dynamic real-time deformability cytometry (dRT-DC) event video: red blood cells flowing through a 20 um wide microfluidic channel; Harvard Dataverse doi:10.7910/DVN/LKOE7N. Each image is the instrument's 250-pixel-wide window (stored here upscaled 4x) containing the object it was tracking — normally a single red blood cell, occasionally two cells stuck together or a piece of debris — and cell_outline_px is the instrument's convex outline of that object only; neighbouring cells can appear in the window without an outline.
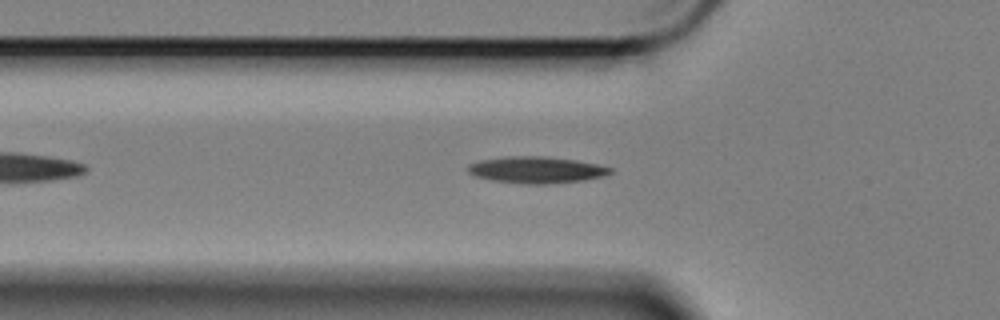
{"species": "Egyptian fruit bat (a non-hibernating species)", "species_latin": "Rousettus aegyptiacus", "temperature_condition": "cold", "stored_images_in_passage": 49, "camera_frame_rate_fps": 3000, "um_per_image_px": 0.085, "animal": {"sex": "female"}, "frame": {"image": 1, "passage_image": 10, "time_ms": 3.0, "image_size_px": [1000, 320], "cell_outline_px": [[612, 172], [604, 176], [584, 180], [544, 184], [524, 184], [492, 180], [476, 176], [468, 172], [468, 164], [480, 160], [508, 156], [544, 156], [576, 160], [596, 164], [612, 168]], "centroid_in_image_um": [45.59, 14.43], "position_along_channel_um": 80.2, "area_um2": 21.96}}
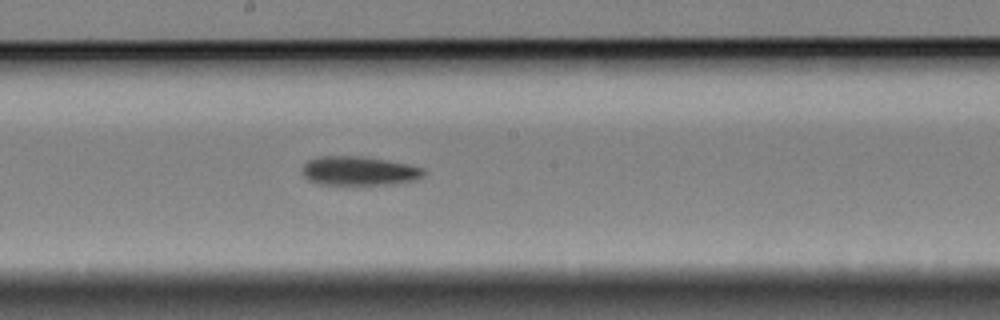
{"frame": {"image": 2, "passage_image": 22, "time_ms": 7.0, "image_size_px": [1000, 320], "cell_outline_px": [[424, 176], [416, 180], [392, 184], [320, 184], [308, 180], [304, 176], [304, 164], [308, 160], [316, 156], [364, 156], [408, 164], [424, 168]], "centroid_in_image_um": [30.54, 14.52], "position_along_channel_um": 217.7, "area_um2": 20.52}}
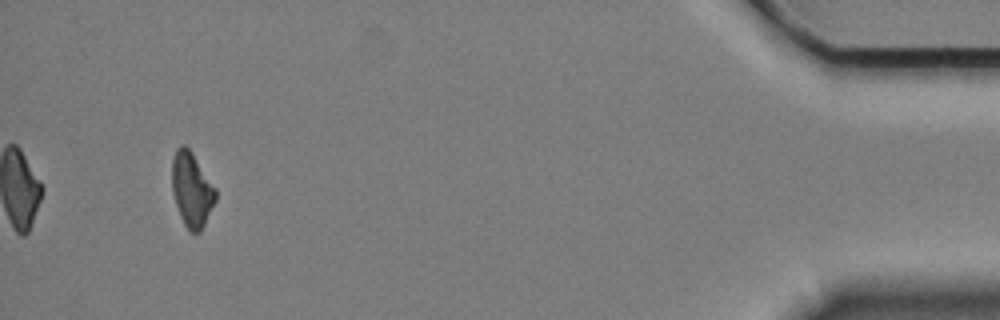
{"frame": {"image": 3, "passage_image": 46, "time_ms": 15.0, "image_size_px": [1000, 320], "cell_outline_px": [[216, 200], [200, 232], [188, 232], [180, 216], [172, 192], [172, 160], [176, 148], [180, 144], [184, 144], [192, 152], [216, 188]], "centroid_in_image_um": [16.29, 16.1], "position_along_channel_um": 418.9, "area_um2": 18.96}, "authors_computed_cell_mechanics": {"area_um2": 20.23, "velocity_mm_per_s": 3.4154, "shape_relaxation_time_tau1_ms": 6.4017, "shape_relaxation_time_tau2_ms": null, "deformation_change_tau1": 0.1354, "deformation_change_tau2": null}}